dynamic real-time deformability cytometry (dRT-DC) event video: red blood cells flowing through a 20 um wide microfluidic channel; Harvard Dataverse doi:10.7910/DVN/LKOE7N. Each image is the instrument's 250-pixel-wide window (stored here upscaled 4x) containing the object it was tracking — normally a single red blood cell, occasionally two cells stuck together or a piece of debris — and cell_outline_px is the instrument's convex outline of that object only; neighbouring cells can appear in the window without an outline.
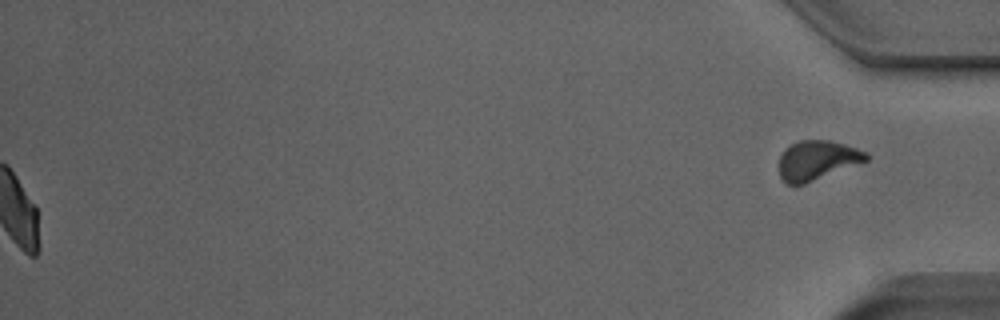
{"species": "Egyptian fruit bat (a non-hibernating species)", "species_latin": "Rousettus aegyptiacus", "temperature_condition": "room temperature", "stored_images_in_passage": 51, "segment_of_instrument_passage": [2, 2], "camera_frame_rate_fps": 3000, "um_per_image_px": 0.085, "animal": {"sex": "male"}, "frame": {"image": 1, "passage_image": 51, "time_ms": 16.667, "image_size_px": [1000, 320], "cell_outline_px": [[868, 160], [804, 184], [784, 184], [780, 176], [780, 156], [784, 148], [800, 140], [828, 140], [844, 144], [868, 152]], "centroid_in_image_um": [69.44, 13.62], "position_along_channel_um": 365.8, "area_um2": 19.88}}